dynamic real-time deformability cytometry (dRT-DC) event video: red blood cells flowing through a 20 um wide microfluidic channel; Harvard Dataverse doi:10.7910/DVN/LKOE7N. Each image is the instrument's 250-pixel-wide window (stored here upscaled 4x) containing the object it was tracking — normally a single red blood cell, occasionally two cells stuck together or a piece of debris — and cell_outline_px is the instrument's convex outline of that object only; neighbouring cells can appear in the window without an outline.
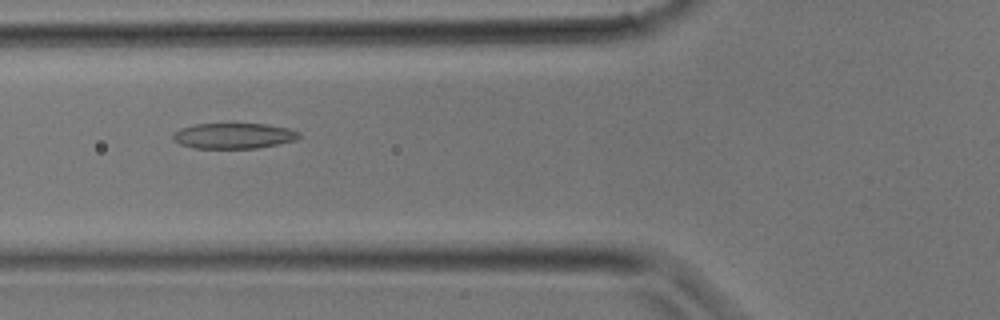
{"species": "common noctule bat (a hibernating species)", "species_latin": "Nyctalus noctula", "temperature_condition": "room temperature", "stored_images_in_passage": 26, "camera_frame_rate_fps": 3000, "um_per_image_px": 0.085, "animal": {"sex": "male", "body_mass_g": 17.9}, "frame": {"image": 1, "passage_image": 6, "time_ms": 1.667, "image_size_px": [1000, 320], "cell_outline_px": [[300, 136], [296, 140], [256, 148], [196, 148], [180, 144], [172, 140], [172, 132], [180, 128], [196, 124], [264, 124], [288, 128], [300, 132]], "centroid_in_image_um": [19.82, 11.54], "position_along_channel_um": 106.0, "area_um2": 18.73}}
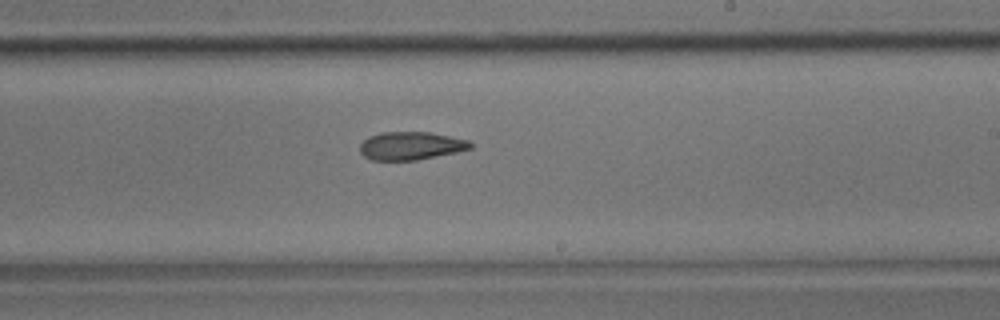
{"frame": {"image": 2, "passage_image": 13, "time_ms": 4.0, "image_size_px": [1000, 320], "cell_outline_px": [[472, 148], [456, 152], [416, 160], [372, 160], [364, 156], [360, 152], [360, 144], [368, 136], [380, 132], [432, 132], [468, 140], [472, 144]], "centroid_in_image_um": [34.9, 12.38], "position_along_channel_um": 254.1, "area_um2": 18.09}}
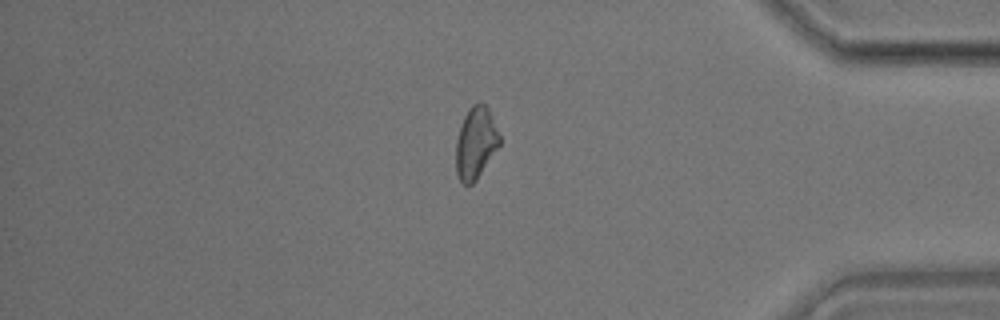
{"frame": {"image": 3, "passage_image": 21, "time_ms": 6.667, "image_size_px": [1000, 320], "cell_outline_px": [[500, 144], [476, 180], [472, 184], [464, 184], [456, 176], [456, 140], [464, 116], [468, 108], [472, 104], [480, 100], [488, 108], [492, 116], [500, 136]], "centroid_in_image_um": [40.43, 12.12], "position_along_channel_um": 394.8, "area_um2": 18.26}}